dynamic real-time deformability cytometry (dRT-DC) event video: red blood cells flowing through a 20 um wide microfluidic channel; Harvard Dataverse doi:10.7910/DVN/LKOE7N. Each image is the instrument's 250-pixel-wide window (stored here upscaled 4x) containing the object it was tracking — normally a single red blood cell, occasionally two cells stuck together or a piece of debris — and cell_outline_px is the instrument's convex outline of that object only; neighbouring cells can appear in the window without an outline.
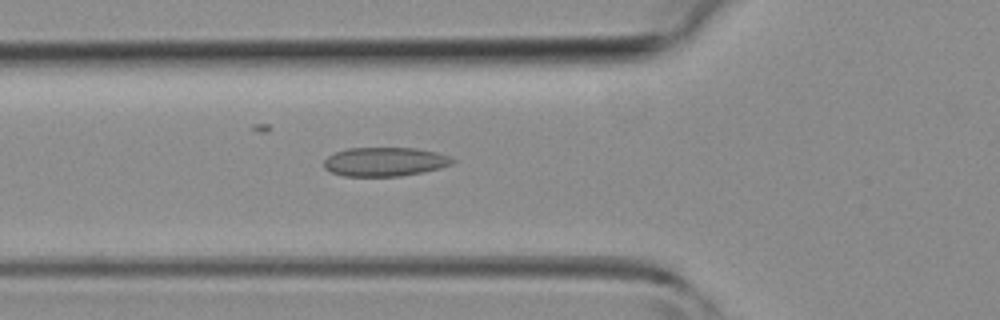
{"species": "common noctule bat (a hibernating species)", "species_latin": "Nyctalus noctula", "temperature_condition": "room temperature", "stored_images_in_passage": 32, "camera_frame_rate_fps": 3000, "um_per_image_px": 0.085, "animal": {"sex": "female", "body_mass_g": 19.3, "forearm_length_mm": 54.1}, "frame": {"image": 1, "passage_image": 2, "time_ms": 0.333, "image_size_px": [1000, 320], "cell_outline_px": [[456, 160], [452, 164], [440, 168], [400, 176], [344, 176], [332, 172], [324, 168], [324, 160], [328, 156], [336, 152], [348, 148], [416, 148], [436, 152], [448, 156]], "centroid_in_image_um": [32.7, 13.74], "position_along_channel_um": 93.1, "area_um2": 21.56}}
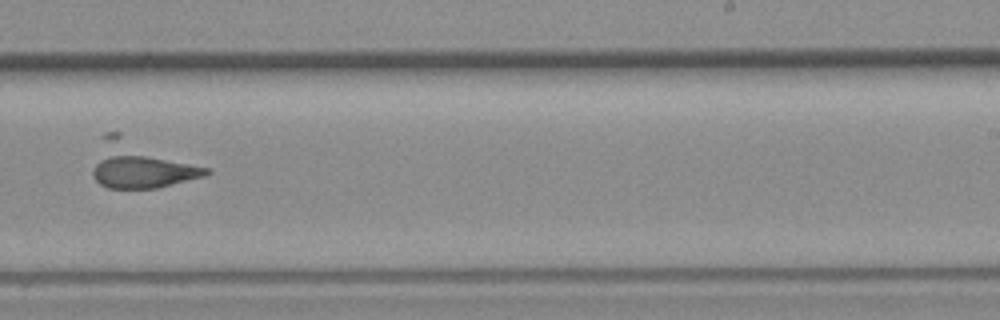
{"frame": {"image": 2, "passage_image": 14, "time_ms": 4.333, "image_size_px": [1000, 320], "cell_outline_px": [[212, 172], [204, 176], [156, 188], [108, 188], [100, 184], [92, 176], [92, 172], [96, 164], [100, 160], [116, 152], [120, 152], [144, 156], [212, 168]], "centroid_in_image_um": [12.2, 14.59], "position_along_channel_um": 276.8, "area_um2": 21.27}}
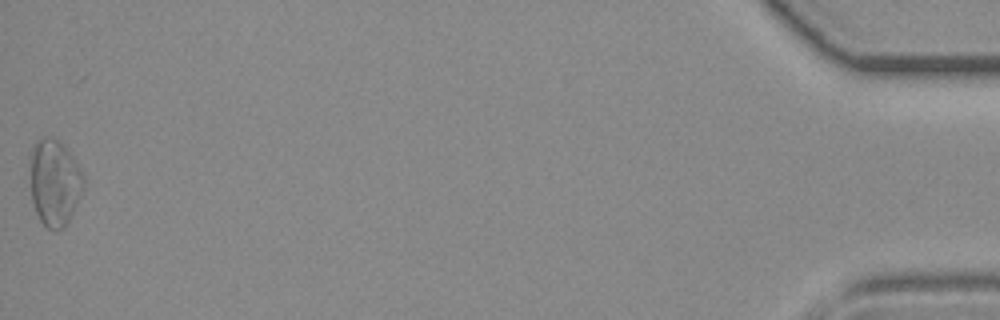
{"frame": {"image": 3, "passage_image": 31, "time_ms": 10.0, "image_size_px": [1000, 320], "cell_outline_px": [[84, 188], [64, 228], [56, 232], [44, 228], [36, 212], [32, 200], [32, 144], [36, 140], [44, 136], [52, 136], [64, 144], [84, 172]], "centroid_in_image_um": [4.66, 15.51], "position_along_channel_um": 430.5, "area_um2": 27.05}}